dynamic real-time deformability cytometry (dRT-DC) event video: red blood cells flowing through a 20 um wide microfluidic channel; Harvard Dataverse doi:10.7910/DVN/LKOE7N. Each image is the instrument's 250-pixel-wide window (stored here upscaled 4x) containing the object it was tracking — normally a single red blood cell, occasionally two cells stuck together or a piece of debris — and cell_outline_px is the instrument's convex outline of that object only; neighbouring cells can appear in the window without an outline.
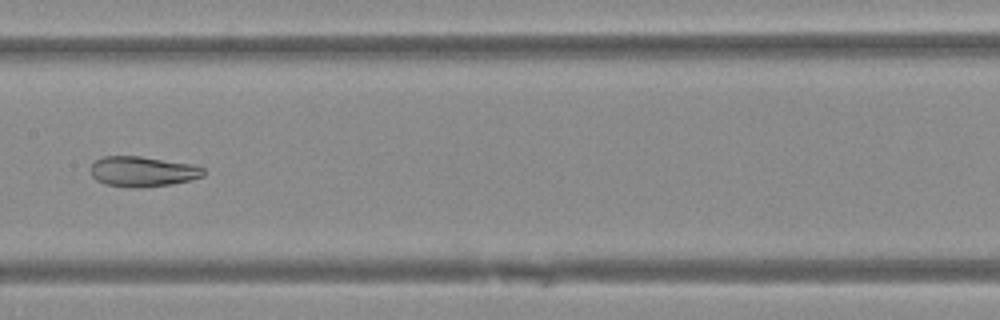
{"species": "Egyptian fruit bat (a non-hibernating species)", "species_latin": "Rousettus aegyptiacus", "temperature_condition": "warm", "stored_images_in_passage": 31, "camera_frame_rate_fps": 3000, "um_per_image_px": 0.085, "animal": {"sex": "female"}, "frame": {"image": 1, "passage_image": 14, "time_ms": 4.333, "image_size_px": [1000, 320], "cell_outline_px": [[204, 176], [172, 184], [140, 188], [132, 188], [104, 184], [96, 180], [92, 176], [92, 164], [96, 160], [104, 156], [140, 156], [192, 164], [204, 168]], "centroid_in_image_um": [12.12, 14.58], "position_along_channel_um": 195.3, "area_um2": 19.88}}
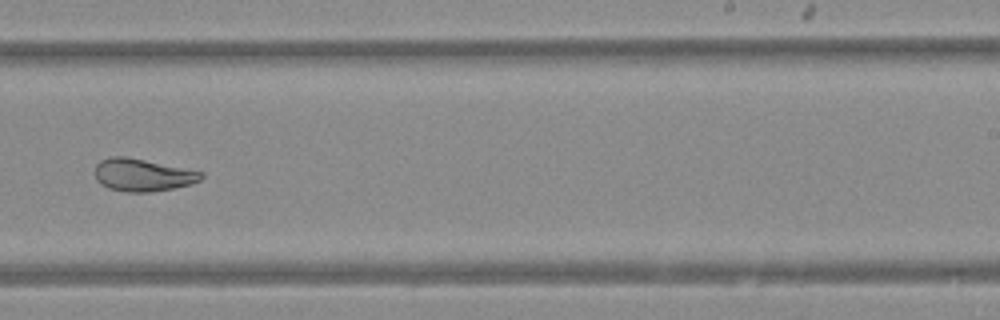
{"frame": {"image": 2, "passage_image": 20, "time_ms": 6.333, "image_size_px": [1000, 320], "cell_outline_px": [[204, 176], [200, 180], [192, 184], [152, 192], [124, 192], [108, 188], [96, 180], [96, 164], [100, 160], [108, 156], [124, 156], [204, 172]], "centroid_in_image_um": [12.11, 14.88], "position_along_channel_um": 276.9, "area_um2": 20.11}}
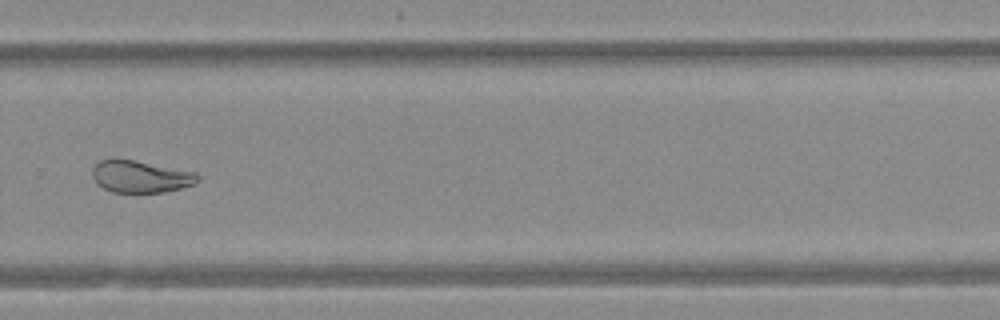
{"frame": {"image": 3, "passage_image": 23, "time_ms": 7.333, "image_size_px": [1000, 320], "cell_outline_px": [[200, 180], [196, 184], [164, 192], [112, 192], [104, 188], [92, 176], [92, 168], [100, 160], [132, 160], [196, 172], [200, 176]], "centroid_in_image_um": [12.0, 15.02], "position_along_channel_um": 317.8, "area_um2": 19.36}}